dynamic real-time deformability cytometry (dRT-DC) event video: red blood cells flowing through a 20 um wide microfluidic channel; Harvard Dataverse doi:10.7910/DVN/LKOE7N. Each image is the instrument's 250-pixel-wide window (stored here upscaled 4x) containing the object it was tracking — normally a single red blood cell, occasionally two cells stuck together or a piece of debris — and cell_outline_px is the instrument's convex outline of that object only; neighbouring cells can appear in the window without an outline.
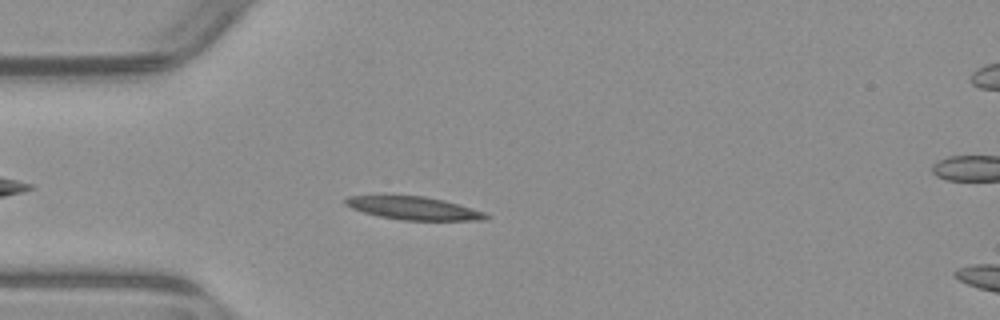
{"species": "common noctule bat (a hibernating species)", "species_latin": "Nyctalus noctula", "temperature_condition": "warm", "stored_images_in_passage": 43, "camera_frame_rate_fps": 3000, "um_per_image_px": 0.085, "animal": {"sex": "male", "body_mass_g": 23.1, "forearm_length_mm": 52.7}, "frame": {"image": 1, "passage_image": 5, "time_ms": 1.333, "image_size_px": [1000, 320], "cell_outline_px": [[492, 216], [480, 220], [404, 220], [380, 216], [364, 212], [352, 208], [344, 204], [344, 200], [348, 196], [424, 196], [444, 200], [484, 212]], "centroid_in_image_um": [35.17, 17.7], "position_along_channel_um": 49.8, "area_um2": 18.5}}
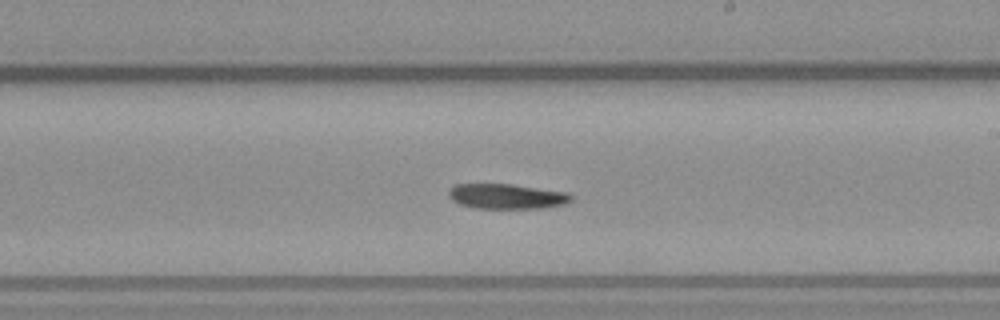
{"frame": {"image": 2, "passage_image": 21, "time_ms": 6.667, "image_size_px": [1000, 320], "cell_outline_px": [[572, 200], [564, 204], [544, 208], [476, 208], [460, 204], [452, 200], [448, 196], [448, 192], [456, 184], [512, 184], [568, 192], [572, 196]], "centroid_in_image_um": [43.09, 16.69], "position_along_channel_um": 245.9, "area_um2": 17.86}}
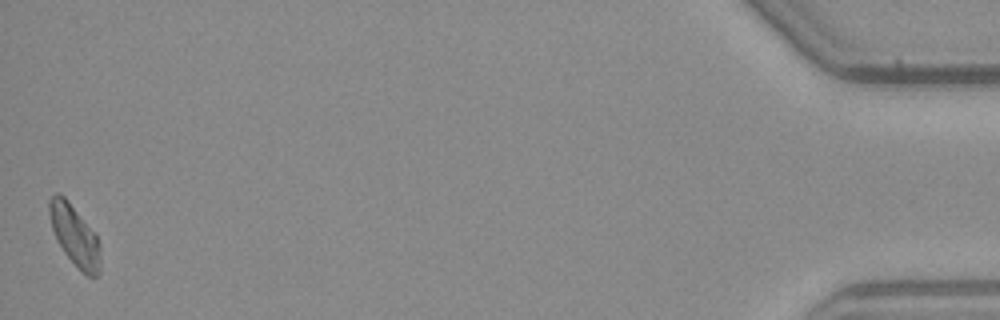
{"frame": {"image": 3, "passage_image": 43, "time_ms": 14.0, "image_size_px": [1000, 320], "cell_outline_px": [[100, 272], [96, 276], [88, 276], [64, 252], [56, 240], [52, 228], [48, 212], [48, 200], [56, 192], [60, 192], [68, 200], [96, 232], [100, 244]], "centroid_in_image_um": [6.35, 19.95], "position_along_channel_um": 428.9, "area_um2": 18.21}}